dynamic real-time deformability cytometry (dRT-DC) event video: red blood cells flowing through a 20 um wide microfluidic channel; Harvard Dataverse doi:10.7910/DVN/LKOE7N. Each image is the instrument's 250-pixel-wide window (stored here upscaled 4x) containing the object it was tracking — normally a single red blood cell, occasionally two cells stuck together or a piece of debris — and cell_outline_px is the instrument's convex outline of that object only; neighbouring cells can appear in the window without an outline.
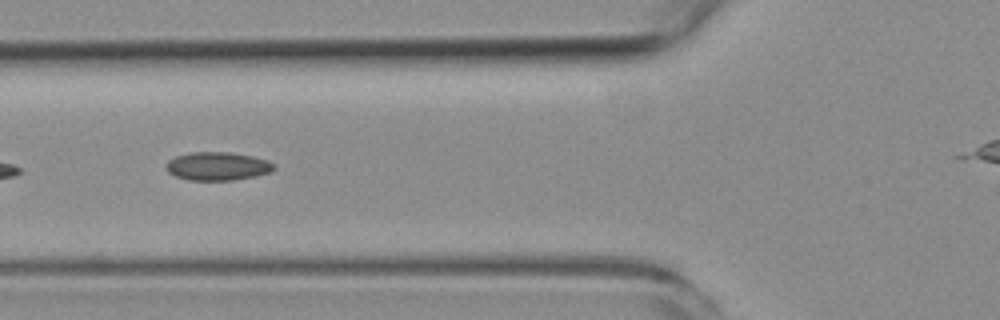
{"species": "common noctule bat (a hibernating species)", "species_latin": "Nyctalus noctula", "temperature_condition": "room temperature", "stored_images_in_passage": 4, "segment_of_instrument_passage": [1, 2], "camera_frame_rate_fps": 3000, "um_per_image_px": 0.085, "animal": {"sex": "female", "body_mass_g": 19.3, "forearm_length_mm": 54.1}, "frame": {"image": 1, "passage_image": 2, "time_ms": 1.0, "image_size_px": [1000, 320], "cell_outline_px": [[276, 168], [272, 172], [256, 176], [232, 180], [188, 180], [176, 176], [168, 172], [164, 168], [168, 160], [176, 156], [192, 152], [232, 152], [252, 156], [268, 160], [276, 164]], "centroid_in_image_um": [18.52, 14.12], "position_along_channel_um": 107.3, "area_um2": 18.03}}
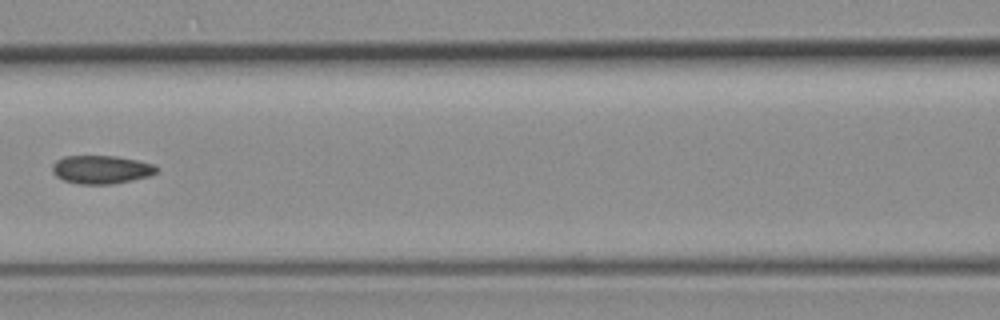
{"frame": {"image": 2, "passage_image": 3, "time_ms": 2.333, "image_size_px": [1000, 320], "cell_outline_px": [[160, 168], [152, 176], [112, 184], [80, 184], [64, 180], [56, 176], [52, 172], [52, 164], [56, 160], [64, 156], [116, 156], [156, 164]], "centroid_in_image_um": [8.64, 14.41], "position_along_channel_um": 158.0, "area_um2": 17.4}}